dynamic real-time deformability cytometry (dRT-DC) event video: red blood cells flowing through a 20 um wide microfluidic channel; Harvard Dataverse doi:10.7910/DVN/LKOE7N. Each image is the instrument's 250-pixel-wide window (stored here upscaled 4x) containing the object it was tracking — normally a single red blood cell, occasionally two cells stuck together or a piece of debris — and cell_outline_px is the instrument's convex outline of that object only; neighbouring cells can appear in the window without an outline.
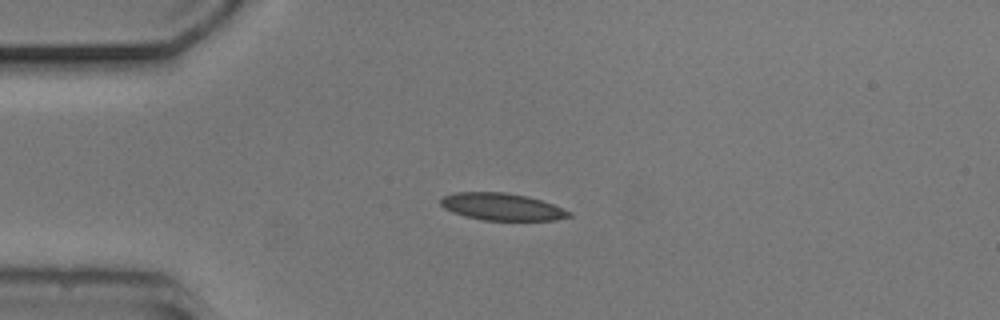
{"species": "common noctule bat (a hibernating species)", "species_latin": "Nyctalus noctula", "temperature_condition": "cold", "stored_images_in_passage": 5, "camera_frame_rate_fps": 3000, "um_per_image_px": 0.085, "animal": {"sex": "male", "body_mass_g": 20.5, "forearm_length_mm": 52.5}, "frame": {"image": 1, "passage_image": 1, "time_ms": 0.0, "image_size_px": [1000, 320], "cell_outline_px": [[572, 216], [556, 220], [484, 220], [464, 216], [452, 212], [444, 208], [440, 204], [440, 200], [444, 196], [456, 192], [504, 192], [528, 196], [552, 204], [572, 212]], "centroid_in_image_um": [42.66, 17.57], "position_along_channel_um": 42.3, "area_um2": 20.29}}